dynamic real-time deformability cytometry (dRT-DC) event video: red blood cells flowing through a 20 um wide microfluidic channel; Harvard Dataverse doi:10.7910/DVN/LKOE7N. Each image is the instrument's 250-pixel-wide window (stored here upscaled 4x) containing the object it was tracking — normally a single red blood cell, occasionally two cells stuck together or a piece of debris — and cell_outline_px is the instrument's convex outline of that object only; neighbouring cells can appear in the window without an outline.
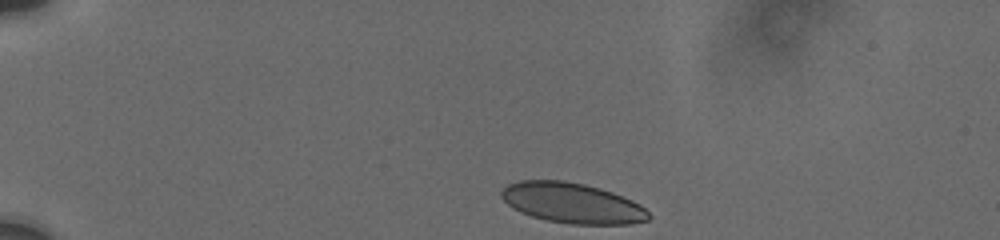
{"species": "human", "species_latin": "Homo sapiens", "temperature_condition": "cold", "stored_images_in_passage": 22, "camera_frame_rate_fps": 3000, "um_per_image_px": 0.085, "donor": {"sex": "male"}, "frame": {"image": 1, "passage_image": 1, "time_ms": 0.0, "image_size_px": [1000, 240], "cell_outline_px": [[652, 216], [648, 220], [628, 224], [568, 224], [548, 220], [532, 216], [520, 212], [512, 208], [500, 196], [500, 192], [508, 184], [520, 180], [564, 180], [584, 184], [600, 188], [612, 192], [632, 200], [640, 204]], "centroid_in_image_um": [48.63, 17.25], "position_along_channel_um": 36.4, "area_um2": 34.62}}
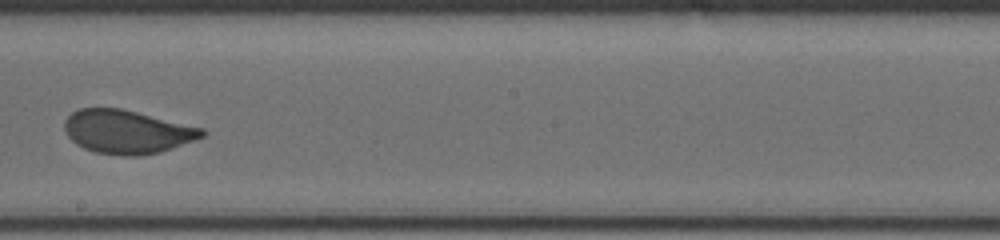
{"frame": {"image": 2, "passage_image": 13, "time_ms": 7.333, "image_size_px": [1000, 240], "cell_outline_px": [[208, 132], [204, 136], [172, 148], [160, 152], [140, 156], [120, 156], [96, 152], [84, 148], [76, 144], [64, 132], [64, 120], [72, 112], [80, 108], [120, 108], [204, 128]], "centroid_in_image_um": [10.79, 11.2], "position_along_channel_um": 237.4, "area_um2": 34.97}}
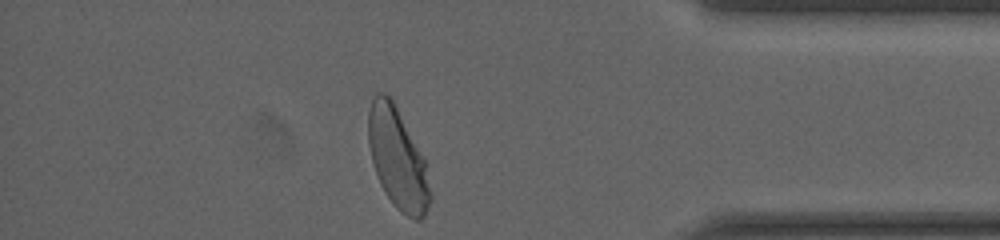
{"frame": {"image": 3, "passage_image": 22, "time_ms": 12.333, "image_size_px": [1000, 240], "cell_outline_px": [[432, 200], [424, 216], [420, 220], [416, 220], [400, 212], [392, 204], [384, 192], [380, 184], [372, 160], [368, 144], [368, 112], [372, 100], [376, 92], [384, 92], [392, 100], [424, 160], [432, 192]], "centroid_in_image_um": [33.79, 13.54], "position_along_channel_um": 401.4, "area_um2": 35.95}, "authors_computed_cell_mechanics": {"area_um2": 35.3447, "velocity_mm_per_s": 3.7258, "shape_relaxation_time_tau1_ms": 4.9141, "shape_relaxation_time_tau2_ms": null, "deformation_change_tau1": 0.1354, "deformation_change_tau2": null}}